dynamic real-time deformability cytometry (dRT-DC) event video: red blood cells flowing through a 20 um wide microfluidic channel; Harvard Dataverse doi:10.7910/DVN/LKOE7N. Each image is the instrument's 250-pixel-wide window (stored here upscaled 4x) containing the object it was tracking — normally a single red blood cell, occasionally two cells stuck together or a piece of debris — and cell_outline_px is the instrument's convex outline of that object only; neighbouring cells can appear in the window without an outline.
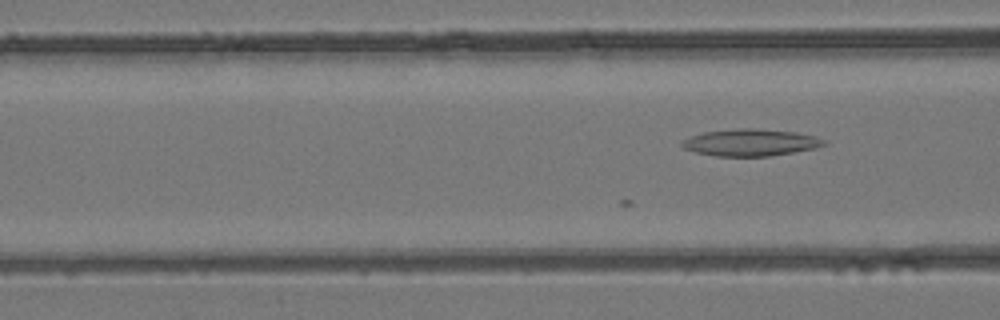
{"species": "common noctule bat (a hibernating species)", "species_latin": "Nyctalus noctula", "temperature_condition": "room temperature", "stored_images_in_passage": 26, "camera_frame_rate_fps": 3000, "um_per_image_px": 0.085, "animal": {"sex": "female", "body_mass_g": 24.6, "forearm_length_mm": 56.2}, "frame": {"image": 1, "passage_image": 5, "time_ms": 1.333, "image_size_px": [1000, 320], "cell_outline_px": [[828, 144], [816, 148], [768, 156], [716, 156], [696, 152], [684, 148], [680, 144], [684, 140], [692, 136], [704, 132], [736, 128], [752, 128], [796, 132], [816, 136], [824, 140]], "centroid_in_image_um": [63.82, 12.11], "position_along_channel_um": 102.8, "area_um2": 22.14}}
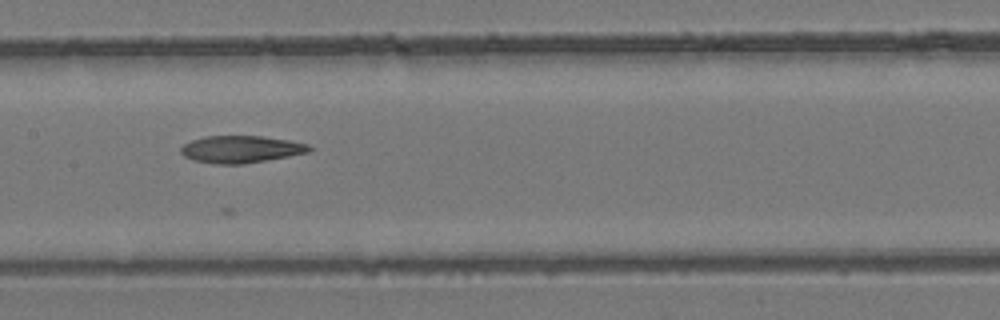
{"frame": {"image": 2, "passage_image": 11, "time_ms": 3.333, "image_size_px": [1000, 320], "cell_outline_px": [[312, 148], [308, 152], [288, 156], [244, 164], [212, 164], [192, 160], [184, 156], [180, 152], [180, 148], [184, 144], [192, 140], [204, 136], [264, 136], [288, 140], [308, 144]], "centroid_in_image_um": [20.44, 12.69], "position_along_channel_um": 187.0, "area_um2": 20.35}}
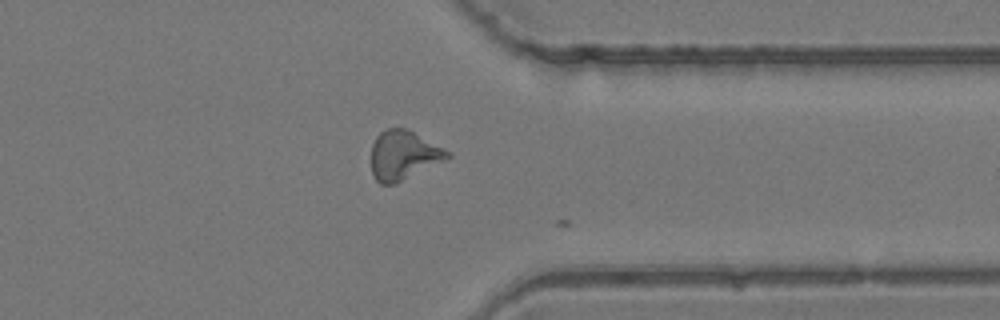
{"frame": {"image": 3, "passage_image": 25, "time_ms": 8.0, "image_size_px": [1000, 320], "cell_outline_px": [[452, 156], [396, 184], [380, 184], [376, 180], [372, 172], [372, 144], [376, 136], [380, 132], [388, 128], [404, 128], [452, 152]], "centroid_in_image_um": [34.28, 13.2], "position_along_channel_um": 377.1, "area_um2": 21.62}}